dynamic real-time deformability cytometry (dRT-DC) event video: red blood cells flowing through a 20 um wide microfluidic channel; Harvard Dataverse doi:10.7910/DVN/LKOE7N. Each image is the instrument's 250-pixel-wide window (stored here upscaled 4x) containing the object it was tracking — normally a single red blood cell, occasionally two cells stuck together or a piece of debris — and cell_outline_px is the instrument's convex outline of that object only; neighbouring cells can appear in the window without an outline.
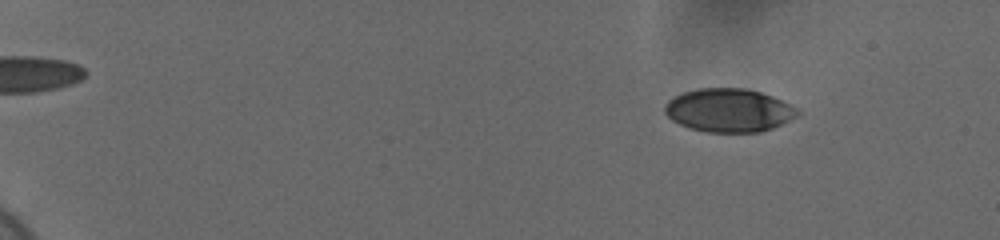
{"species": "human", "species_latin": "Homo sapiens", "temperature_condition": "cold", "stored_images_in_passage": 58, "camera_frame_rate_fps": 3000, "um_per_image_px": 0.085, "donor": {"sex": "female"}, "frame": {"image": 1, "passage_image": 8, "time_ms": 2.333, "image_size_px": [1000, 240], "cell_outline_px": [[800, 112], [796, 116], [772, 128], [760, 132], [708, 132], [688, 128], [672, 120], [664, 112], [664, 104], [668, 100], [684, 92], [700, 88], [748, 88], [772, 96], [796, 108]], "centroid_in_image_um": [61.91, 9.37], "position_along_channel_um": 23.1, "area_um2": 33.35}}
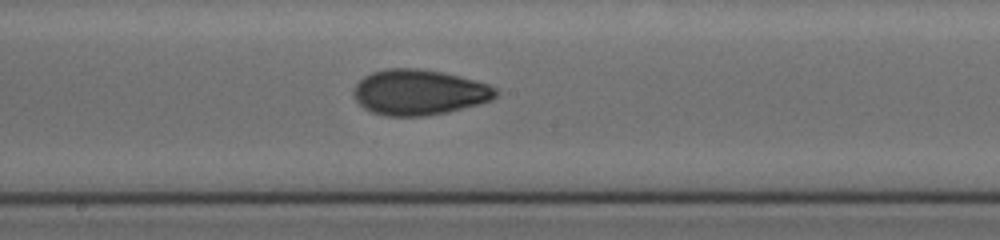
{"frame": {"image": 2, "passage_image": 35, "time_ms": 11.333, "image_size_px": [1000, 240], "cell_outline_px": [[496, 96], [492, 100], [448, 112], [424, 116], [388, 116], [372, 112], [364, 108], [352, 96], [352, 92], [356, 84], [364, 76], [372, 72], [388, 68], [420, 68], [444, 72], [488, 84], [496, 88]], "centroid_in_image_um": [35.59, 7.84], "position_along_channel_um": 212.6, "area_um2": 37.69}}
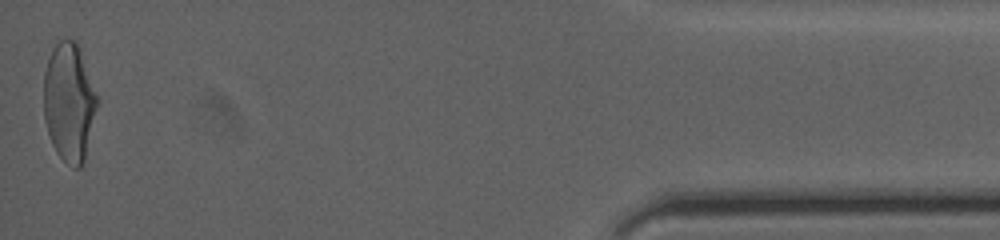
{"frame": {"image": 3, "passage_image": 58, "time_ms": 19.0, "image_size_px": [1000, 240], "cell_outline_px": [[96, 108], [84, 160], [80, 168], [76, 168], [68, 164], [56, 152], [52, 144], [44, 120], [44, 72], [52, 48], [60, 40], [76, 40], [96, 96]], "centroid_in_image_um": [5.83, 8.7], "position_along_channel_um": 429.4, "area_um2": 35.95}, "authors_computed_cell_mechanics": {"area_um2": 35.9227, "velocity_mm_per_s": 3.6972, "shape_relaxation_time_tau1_ms": 5.7418, "shape_relaxation_time_tau2_ms": 1.7675, "deformation_change_tau1": 0.1674, "deformation_change_tau2": 0.0634}}